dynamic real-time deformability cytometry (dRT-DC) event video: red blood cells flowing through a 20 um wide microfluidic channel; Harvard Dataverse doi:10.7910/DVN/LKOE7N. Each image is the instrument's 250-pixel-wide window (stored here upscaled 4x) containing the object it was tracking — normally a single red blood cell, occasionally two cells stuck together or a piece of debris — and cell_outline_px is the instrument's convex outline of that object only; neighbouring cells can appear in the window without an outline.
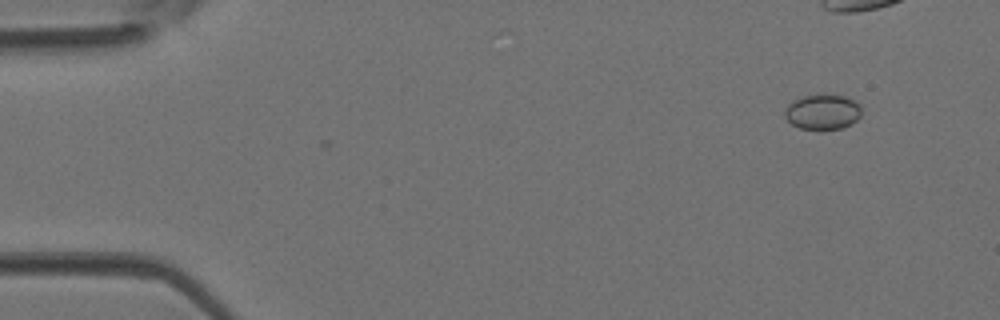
{"species": "Egyptian fruit bat (a non-hibernating species)", "species_latin": "Rousettus aegyptiacus", "temperature_condition": "room temperature", "stored_images_in_passage": 38, "camera_frame_rate_fps": 3000, "um_per_image_px": 0.085, "animal": {"sex": "female"}, "frame": {"image": 1, "passage_image": 2, "time_ms": 0.333, "image_size_px": [1000, 320], "cell_outline_px": [[860, 116], [852, 124], [844, 128], [820, 132], [800, 128], [792, 124], [784, 116], [784, 112], [788, 104], [792, 100], [804, 96], [820, 92], [844, 96], [860, 104]], "centroid_in_image_um": [69.91, 9.53], "position_along_channel_um": 15.1, "area_um2": 16.47}}
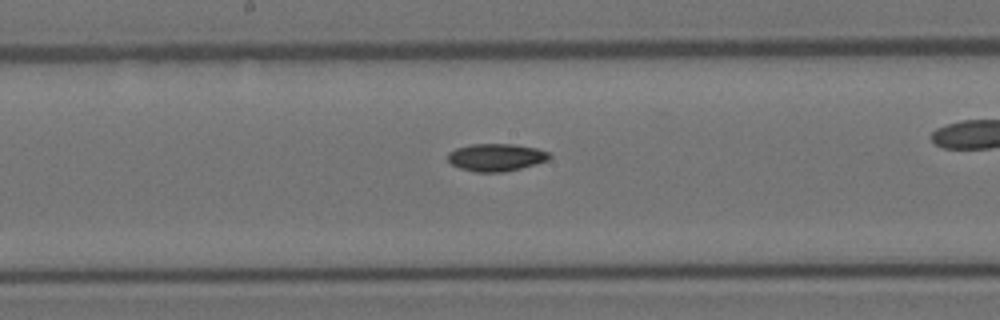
{"frame": {"image": 2, "passage_image": 21, "time_ms": 6.667, "image_size_px": [1000, 320], "cell_outline_px": [[552, 156], [548, 160], [520, 168], [504, 172], [472, 172], [460, 168], [452, 164], [448, 160], [448, 152], [456, 148], [472, 144], [512, 144], [536, 148], [548, 152]], "centroid_in_image_um": [42.15, 13.37], "position_along_channel_um": 206.1, "area_um2": 16.24}}
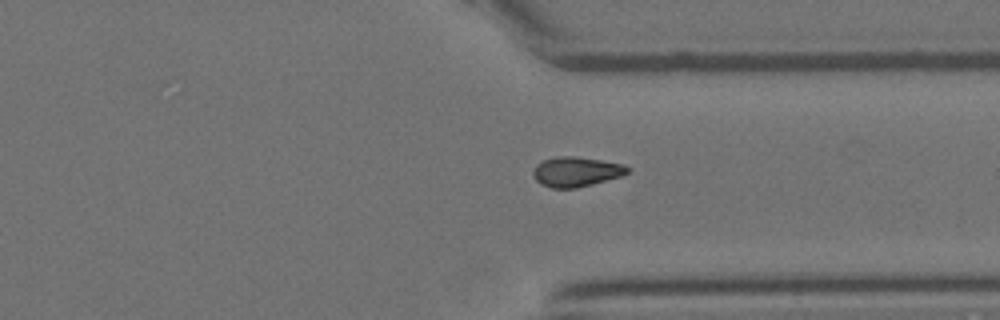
{"frame": {"image": 3, "passage_image": 31, "time_ms": 10.0, "image_size_px": [1000, 320], "cell_outline_px": [[632, 168], [628, 172], [620, 176], [592, 184], [576, 188], [552, 188], [540, 184], [532, 176], [532, 172], [536, 164], [544, 160], [556, 156], [572, 156], [600, 160], [624, 164]], "centroid_in_image_um": [48.95, 14.59], "position_along_channel_um": 362.4, "area_um2": 16.42}}